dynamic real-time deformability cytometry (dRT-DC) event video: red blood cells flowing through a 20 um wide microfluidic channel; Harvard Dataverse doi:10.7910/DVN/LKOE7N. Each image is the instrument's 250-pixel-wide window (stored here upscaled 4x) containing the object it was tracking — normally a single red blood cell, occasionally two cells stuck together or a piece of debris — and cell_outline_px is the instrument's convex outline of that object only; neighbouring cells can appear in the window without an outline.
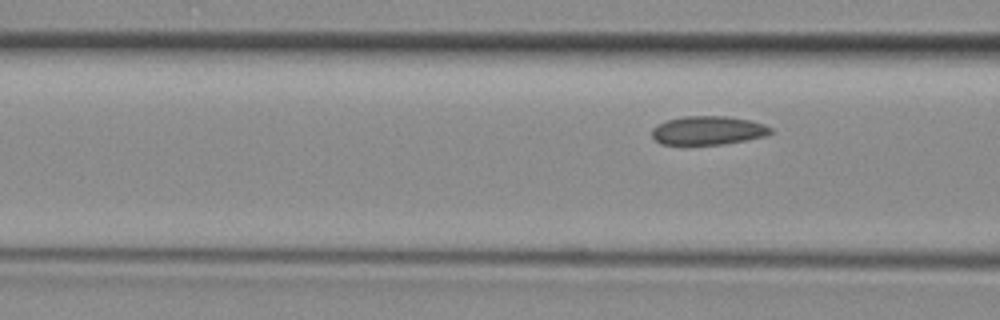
{"species": "common noctule bat (a hibernating species)", "species_latin": "Nyctalus noctula", "temperature_condition": "room temperature", "stored_images_in_passage": 6, "segment_of_instrument_passage": [2, 2], "camera_frame_rate_fps": 3000, "um_per_image_px": 0.085, "animal": {"sex": "female", "body_mass_g": 29.2, "forearm_length_mm": 56.3}, "frame": {"image": 1, "passage_image": 6, "time_ms": 1.667, "image_size_px": [1000, 320], "cell_outline_px": [[772, 132], [768, 136], [720, 144], [660, 144], [652, 136], [652, 128], [656, 124], [668, 120], [684, 116], [728, 116], [752, 120], [764, 124], [772, 128]], "centroid_in_image_um": [60.2, 11.07], "position_along_channel_um": 106.4, "area_um2": 19.88}}